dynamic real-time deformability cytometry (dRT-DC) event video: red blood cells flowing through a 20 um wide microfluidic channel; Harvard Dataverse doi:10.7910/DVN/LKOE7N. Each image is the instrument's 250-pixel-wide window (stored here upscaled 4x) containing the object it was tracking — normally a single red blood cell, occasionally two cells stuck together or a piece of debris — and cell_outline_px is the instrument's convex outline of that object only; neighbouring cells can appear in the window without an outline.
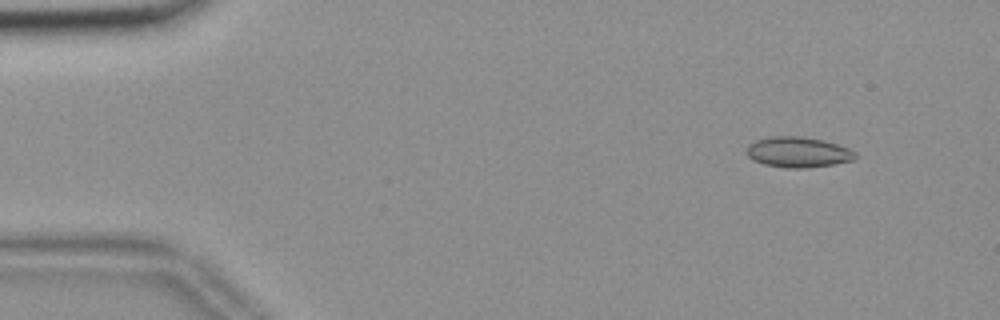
{"species": "common noctule bat (a hibernating species)", "species_latin": "Nyctalus noctula", "temperature_condition": "room temperature", "stored_images_in_passage": 56, "camera_frame_rate_fps": 3000, "um_per_image_px": 0.085, "animal": {"sex": "female", "body_mass_g": 18.4}, "frame": {"image": 1, "passage_image": 6, "time_ms": 1.667, "image_size_px": [1000, 320], "cell_outline_px": [[856, 160], [832, 164], [804, 168], [784, 168], [764, 164], [752, 160], [744, 152], [748, 144], [756, 140], [772, 136], [800, 136], [824, 140], [848, 148], [856, 152]], "centroid_in_image_um": [67.8, 12.93], "position_along_channel_um": 17.2, "area_um2": 19.48}}
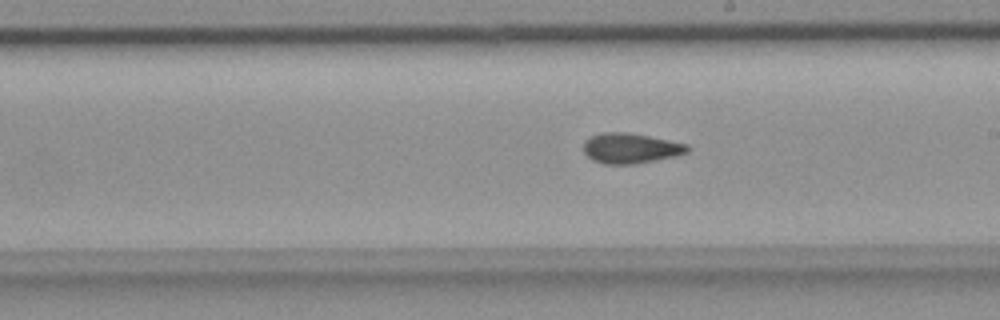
{"frame": {"image": 2, "passage_image": 32, "time_ms": 10.333, "image_size_px": [1000, 320], "cell_outline_px": [[688, 152], [676, 156], [632, 164], [604, 164], [592, 160], [584, 152], [584, 140], [600, 132], [628, 132], [688, 144]], "centroid_in_image_um": [53.57, 12.59], "position_along_channel_um": 235.4, "area_um2": 18.21}}
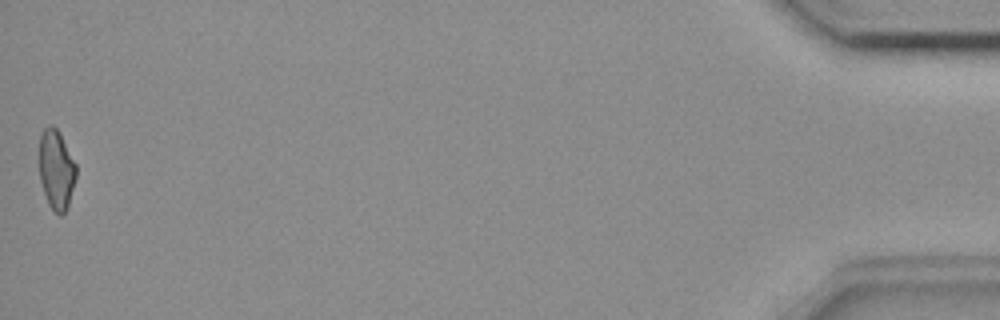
{"frame": {"image": 3, "passage_image": 56, "time_ms": 18.333, "image_size_px": [1000, 320], "cell_outline_px": [[76, 176], [68, 208], [60, 216], [48, 204], [40, 180], [40, 136], [44, 128], [48, 124], [52, 124], [60, 132], [76, 164]], "centroid_in_image_um": [4.8, 14.4], "position_along_channel_um": 430.4, "area_um2": 17.11}, "authors_computed_cell_mechanics": {"area_um2": 18.0914, "velocity_mm_per_s": 3.6494, "shape_relaxation_time_tau1_ms": null, "shape_relaxation_time_tau2_ms": 4.4036, "deformation_change_tau1": null, "deformation_change_tau2": 0.0934}}